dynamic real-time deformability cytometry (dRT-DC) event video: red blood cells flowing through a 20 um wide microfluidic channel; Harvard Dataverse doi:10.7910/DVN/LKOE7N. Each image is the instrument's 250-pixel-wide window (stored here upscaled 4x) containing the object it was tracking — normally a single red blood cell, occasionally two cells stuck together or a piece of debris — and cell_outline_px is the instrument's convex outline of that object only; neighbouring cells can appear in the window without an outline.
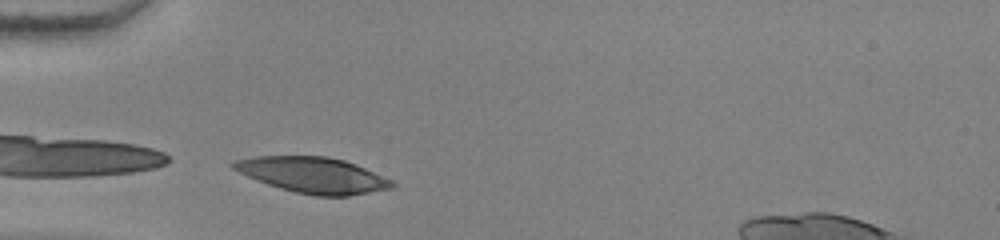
{"species": "human", "species_latin": "Homo sapiens", "temperature_condition": "warm", "stored_images_in_passage": 29, "camera_frame_rate_fps": 3000, "um_per_image_px": 0.085, "donor": {"sex": "female"}, "frame": {"image": 1, "passage_image": 1, "time_ms": 0.0, "image_size_px": [1000, 240], "cell_outline_px": [[396, 188], [348, 196], [316, 196], [296, 192], [280, 188], [268, 184], [248, 176], [232, 168], [228, 164], [236, 160], [252, 156], [328, 156], [344, 160], [356, 164], [392, 180], [396, 184]], "centroid_in_image_um": [26.63, 14.88], "position_along_channel_um": 58.4, "area_um2": 33.12}}
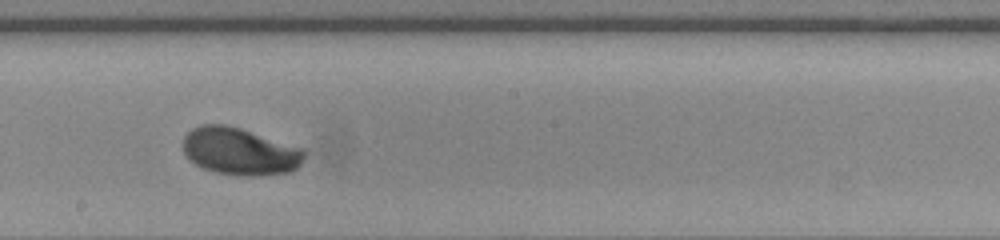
{"frame": {"image": 2, "passage_image": 15, "time_ms": 4.667, "image_size_px": [1000, 240], "cell_outline_px": [[308, 156], [296, 168], [288, 172], [252, 176], [248, 176], [216, 172], [204, 168], [196, 164], [184, 152], [184, 136], [192, 128], [200, 124], [224, 124], [240, 128], [308, 148]], "centroid_in_image_um": [20.48, 12.84], "position_along_channel_um": 227.7, "area_um2": 33.7}}
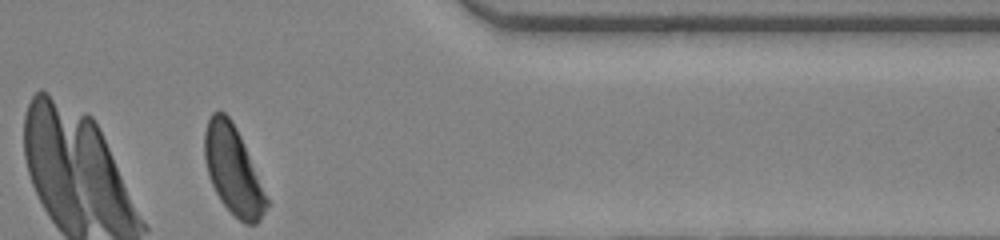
{"frame": {"image": 3, "passage_image": 29, "time_ms": 9.333, "image_size_px": [1000, 240], "cell_outline_px": [[268, 204], [260, 220], [256, 224], [244, 224], [220, 200], [212, 184], [208, 172], [204, 156], [204, 132], [208, 120], [212, 112], [224, 112], [232, 120], [240, 136], [268, 200]], "centroid_in_image_um": [19.79, 14.46], "position_along_channel_um": 391.6, "area_um2": 31.04}, "authors_computed_cell_mechanics": {"area_um2": 32.8304, "velocity_mm_per_s": 3.8196, "shape_relaxation_time_tau1_ms": 2.0314, "shape_relaxation_time_tau2_ms": null, "deformation_change_tau1": 0.1457, "deformation_change_tau2": null}}